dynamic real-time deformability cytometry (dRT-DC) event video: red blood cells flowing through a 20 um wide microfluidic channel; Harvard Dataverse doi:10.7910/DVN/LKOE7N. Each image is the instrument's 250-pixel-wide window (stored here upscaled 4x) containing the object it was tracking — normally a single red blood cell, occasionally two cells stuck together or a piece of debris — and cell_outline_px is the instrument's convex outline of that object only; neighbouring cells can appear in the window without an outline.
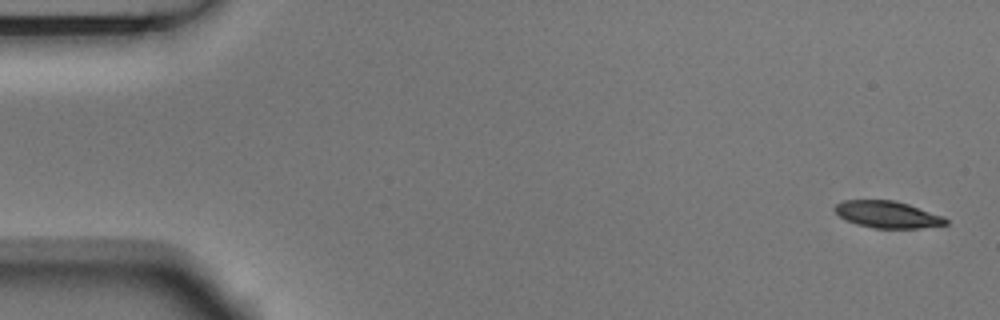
{"species": "Egyptian fruit bat (a non-hibernating species)", "species_latin": "Rousettus aegyptiacus", "temperature_condition": "room temperature", "stored_images_in_passage": 5, "camera_frame_rate_fps": 3000, "um_per_image_px": 0.085, "animal": {"sex": "male"}, "frame": {"image": 1, "passage_image": 1, "time_ms": 0.0, "image_size_px": [1000, 320], "cell_outline_px": [[948, 224], [920, 228], [872, 228], [856, 224], [844, 220], [832, 208], [836, 204], [844, 200], [892, 200], [908, 204], [944, 216], [948, 220]], "centroid_in_image_um": [75.42, 18.23], "position_along_channel_um": 9.6, "area_um2": 17.46}}